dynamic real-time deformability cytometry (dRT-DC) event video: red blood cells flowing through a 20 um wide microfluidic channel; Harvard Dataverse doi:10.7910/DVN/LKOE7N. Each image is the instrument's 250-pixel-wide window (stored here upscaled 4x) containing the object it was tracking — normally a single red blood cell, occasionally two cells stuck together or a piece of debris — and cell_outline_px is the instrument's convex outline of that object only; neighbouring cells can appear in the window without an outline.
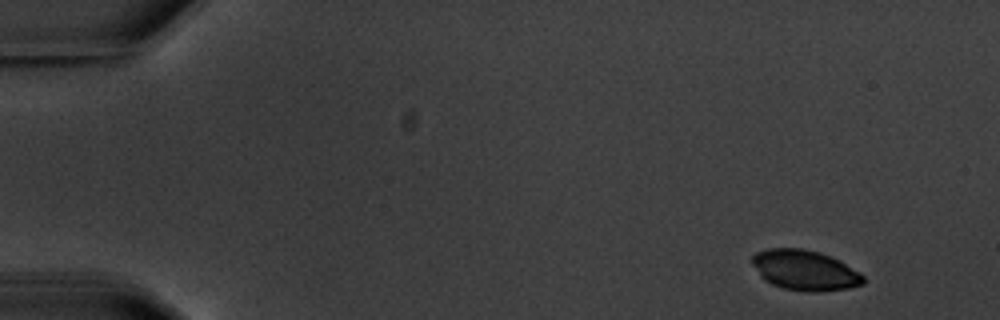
{"species": "common noctule bat (a hibernating species)", "species_latin": "Nyctalus noctula", "temperature_condition": "warm", "stored_images_in_passage": 4, "camera_frame_rate_fps": 3000, "um_per_image_px": 0.085, "animal": {"sex": "male", "body_mass_g": 20.1, "forearm_length_mm": 53.5}, "frame": {"image": 1, "passage_image": 1, "time_ms": 0.0, "image_size_px": [1000, 320], "cell_outline_px": [[864, 284], [848, 288], [816, 292], [808, 292], [784, 288], [772, 284], [764, 280], [760, 276], [752, 264], [752, 256], [756, 252], [768, 248], [800, 248], [820, 252], [832, 256], [840, 260], [860, 272], [864, 276]], "centroid_in_image_um": [68.42, 22.96], "position_along_channel_um": 16.6, "area_um2": 26.24}}
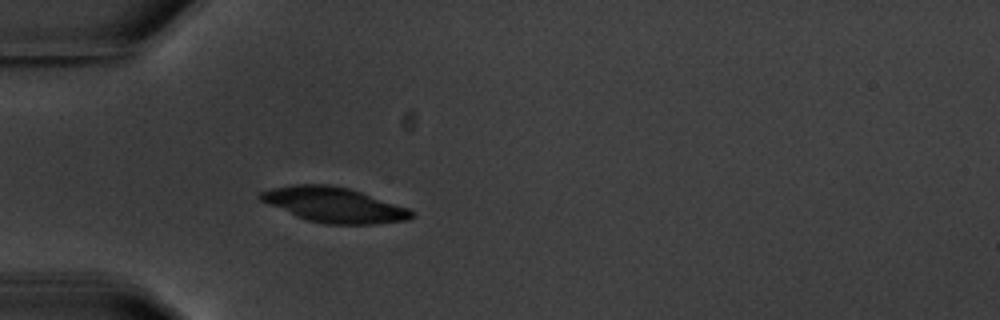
{"frame": {"image": 2, "passage_image": 4, "time_ms": 4.333, "image_size_px": [1000, 320], "cell_outline_px": [[416, 216], [408, 220], [376, 224], [324, 224], [308, 220], [296, 216], [268, 204], [260, 200], [256, 196], [260, 192], [272, 188], [292, 184], [328, 184], [348, 188], [408, 208], [416, 212]], "centroid_in_image_um": [28.39, 17.41], "position_along_channel_um": 56.6, "area_um2": 30.87}}